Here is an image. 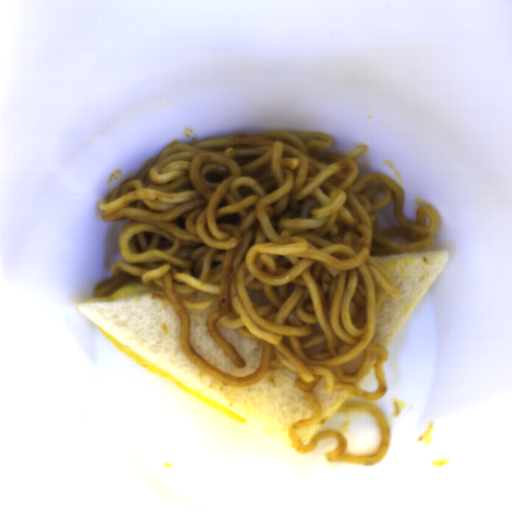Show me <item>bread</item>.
<instances>
[{"label": "bread", "instance_id": "bread-1", "mask_svg": "<svg viewBox=\"0 0 512 512\" xmlns=\"http://www.w3.org/2000/svg\"><path fill=\"white\" fill-rule=\"evenodd\" d=\"M153 292L164 291L160 286L120 299L74 307L195 391L286 442L294 444L291 429L295 423L313 416L306 393L314 394L324 413L315 422L297 428L303 444L328 424L349 397L340 391L326 393V380L320 375L305 382L290 368H274L251 387H232L218 381L189 360L171 302L151 299Z\"/></svg>", "mask_w": 512, "mask_h": 512}, {"label": "bread", "instance_id": "bread-2", "mask_svg": "<svg viewBox=\"0 0 512 512\" xmlns=\"http://www.w3.org/2000/svg\"><path fill=\"white\" fill-rule=\"evenodd\" d=\"M370 257L395 278L399 289L396 298L387 296L379 306L373 342L385 349L414 308L444 270L449 256L446 251H419L403 254L370 253Z\"/></svg>", "mask_w": 512, "mask_h": 512}, {"label": "bread", "instance_id": "bread-3", "mask_svg": "<svg viewBox=\"0 0 512 512\" xmlns=\"http://www.w3.org/2000/svg\"><path fill=\"white\" fill-rule=\"evenodd\" d=\"M219 307L218 300L208 308H188L186 311L190 323L191 347L205 361L218 370L236 377H248L254 374L262 363V345L252 341L234 330L224 329L219 323L216 328L226 337L242 356L245 366L240 367L218 345L210 334L207 320Z\"/></svg>", "mask_w": 512, "mask_h": 512}, {"label": "bread", "instance_id": "bread-4", "mask_svg": "<svg viewBox=\"0 0 512 512\" xmlns=\"http://www.w3.org/2000/svg\"><path fill=\"white\" fill-rule=\"evenodd\" d=\"M364 358V351L359 354L358 356H356L355 358H353L352 360H350L349 362L343 364V369L345 371L346 374H354L356 372V370L359 368L362 360Z\"/></svg>", "mask_w": 512, "mask_h": 512}, {"label": "bread", "instance_id": "bread-5", "mask_svg": "<svg viewBox=\"0 0 512 512\" xmlns=\"http://www.w3.org/2000/svg\"><path fill=\"white\" fill-rule=\"evenodd\" d=\"M179 298L186 299L189 301H198V302H206L209 301L213 296L203 293V292H194L192 294H178Z\"/></svg>", "mask_w": 512, "mask_h": 512}, {"label": "bread", "instance_id": "bread-6", "mask_svg": "<svg viewBox=\"0 0 512 512\" xmlns=\"http://www.w3.org/2000/svg\"><path fill=\"white\" fill-rule=\"evenodd\" d=\"M248 289V288H247ZM250 297L259 304L267 305L268 301L262 290L248 289Z\"/></svg>", "mask_w": 512, "mask_h": 512}, {"label": "bread", "instance_id": "bread-7", "mask_svg": "<svg viewBox=\"0 0 512 512\" xmlns=\"http://www.w3.org/2000/svg\"><path fill=\"white\" fill-rule=\"evenodd\" d=\"M321 332L320 324L311 323V333L308 336L302 337L303 339L312 338L315 335H319Z\"/></svg>", "mask_w": 512, "mask_h": 512}, {"label": "bread", "instance_id": "bread-8", "mask_svg": "<svg viewBox=\"0 0 512 512\" xmlns=\"http://www.w3.org/2000/svg\"><path fill=\"white\" fill-rule=\"evenodd\" d=\"M325 346H326V343H322L320 345H317V346H313V347H310L306 350H304L308 355L309 354H314V353H320L322 350L325 349Z\"/></svg>", "mask_w": 512, "mask_h": 512}]
</instances>
